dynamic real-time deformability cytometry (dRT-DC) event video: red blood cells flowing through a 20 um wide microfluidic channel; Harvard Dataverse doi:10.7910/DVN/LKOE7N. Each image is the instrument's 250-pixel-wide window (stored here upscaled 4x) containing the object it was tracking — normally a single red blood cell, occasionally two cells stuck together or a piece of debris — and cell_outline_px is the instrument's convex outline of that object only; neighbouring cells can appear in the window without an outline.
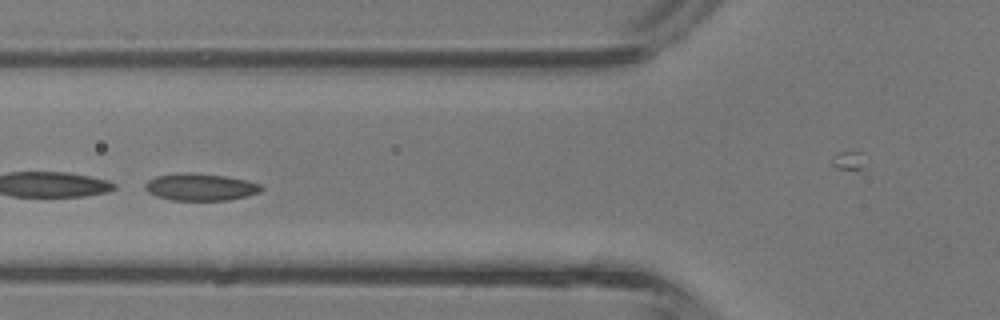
{"species": "common noctule bat (a hibernating species)", "species_latin": "Nyctalus noctula", "temperature_condition": "room temperature", "stored_images_in_passage": 39, "segment_of_instrument_passage": [2, 2], "camera_frame_rate_fps": 3000, "um_per_image_px": 0.085, "animal": {"sex": "male", "body_mass_g": 13.3}, "frame": {"image": 1, "passage_image": 13, "time_ms": 4.0, "image_size_px": [1000, 320], "cell_outline_px": [[264, 188], [260, 192], [248, 196], [228, 200], [172, 200], [156, 196], [148, 192], [144, 188], [144, 184], [148, 180], [156, 176], [184, 172], [192, 172], [224, 176], [248, 180], [260, 184]], "centroid_in_image_um": [17.04, 15.89], "position_along_channel_um": 108.8, "area_um2": 18.5}}
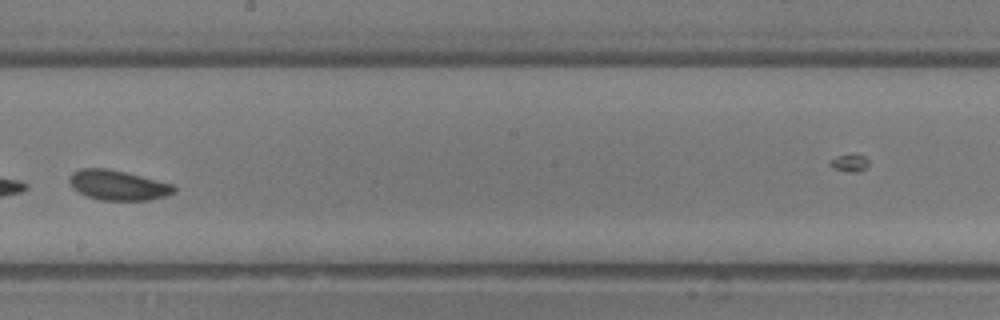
{"frame": {"image": 2, "passage_image": 21, "time_ms": 6.667, "image_size_px": [1000, 320], "cell_outline_px": [[176, 192], [164, 196], [148, 200], [100, 200], [88, 196], [72, 188], [68, 180], [68, 176], [72, 172], [80, 168], [104, 168], [124, 172], [172, 184], [176, 188]], "centroid_in_image_um": [9.98, 15.74], "position_along_channel_um": 238.2, "area_um2": 18.09}}
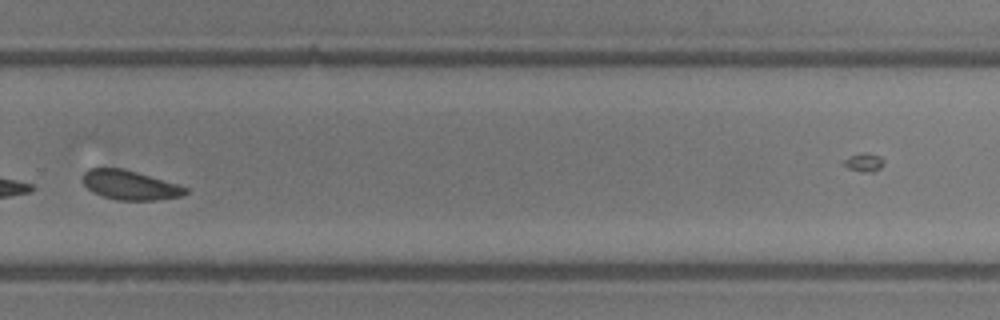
{"frame": {"image": 3, "passage_image": 26, "time_ms": 8.333, "image_size_px": [1000, 320], "cell_outline_px": [[188, 192], [180, 196], [156, 200], [116, 200], [92, 192], [84, 184], [84, 172], [88, 168], [120, 168], [136, 172], [176, 184], [188, 188]], "centroid_in_image_um": [11.03, 15.74], "position_along_channel_um": 318.8, "area_um2": 17.22}}